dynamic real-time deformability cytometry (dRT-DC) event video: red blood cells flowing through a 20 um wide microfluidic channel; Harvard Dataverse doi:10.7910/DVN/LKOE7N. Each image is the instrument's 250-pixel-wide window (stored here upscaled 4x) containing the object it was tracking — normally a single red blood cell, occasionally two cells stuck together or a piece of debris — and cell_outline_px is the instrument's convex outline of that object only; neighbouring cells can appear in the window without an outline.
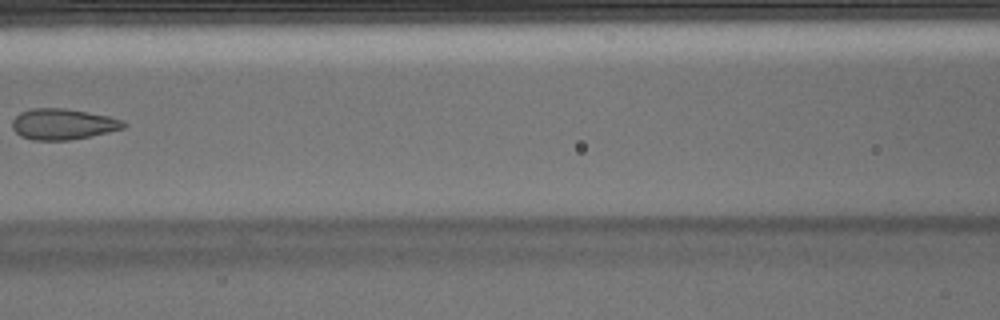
{"species": "Egyptian fruit bat (a non-hibernating species)", "species_latin": "Rousettus aegyptiacus", "temperature_condition": "warm", "stored_images_in_passage": 6, "camera_frame_rate_fps": 3000, "um_per_image_px": 0.085, "animal": {"sex": "male"}, "frame": {"image": 1, "passage_image": 6, "time_ms": 1.667, "image_size_px": [1000, 320], "cell_outline_px": [[128, 124], [124, 128], [108, 132], [68, 140], [32, 140], [20, 136], [12, 128], [12, 120], [20, 112], [32, 108], [64, 108], [88, 112], [108, 116], [124, 120]], "centroid_in_image_um": [5.34, 10.54], "position_along_channel_um": 161.3, "area_um2": 20.06}}